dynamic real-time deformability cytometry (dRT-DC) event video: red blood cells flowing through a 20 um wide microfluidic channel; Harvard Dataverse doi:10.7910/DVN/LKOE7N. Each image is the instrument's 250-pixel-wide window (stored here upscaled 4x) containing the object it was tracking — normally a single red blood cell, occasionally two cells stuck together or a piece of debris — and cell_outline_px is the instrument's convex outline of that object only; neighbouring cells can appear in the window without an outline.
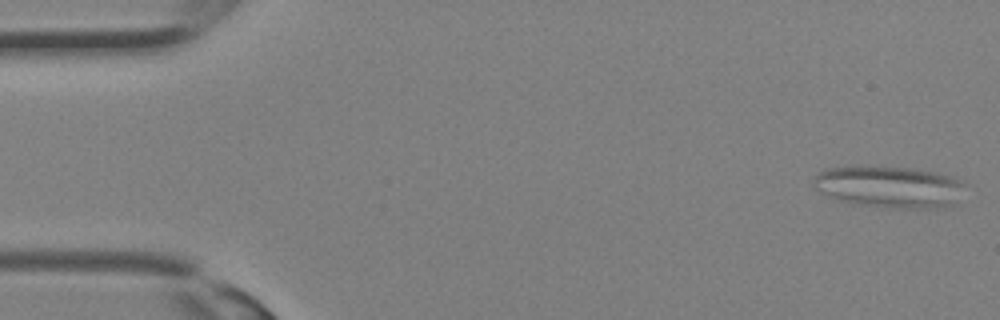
{"species": "Egyptian fruit bat (a non-hibernating species)", "species_latin": "Rousettus aegyptiacus", "temperature_condition": "room temperature", "stored_images_in_passage": 32, "camera_frame_rate_fps": 3000, "um_per_image_px": 0.085, "animal": {"sex": "female"}, "frame": {"image": 1, "passage_image": 1, "time_ms": 0.0, "image_size_px": [1000, 320], "cell_outline_px": [[960, 184], [956, 204], [944, 208], [888, 208], [852, 204], [840, 200], [820, 192], [812, 188], [812, 180], [820, 172], [828, 168], [848, 164], [852, 164], [912, 168], [936, 172], [948, 176], [956, 180]], "centroid_in_image_um": [75.45, 15.86], "position_along_channel_um": 9.5, "area_um2": 37.22}}
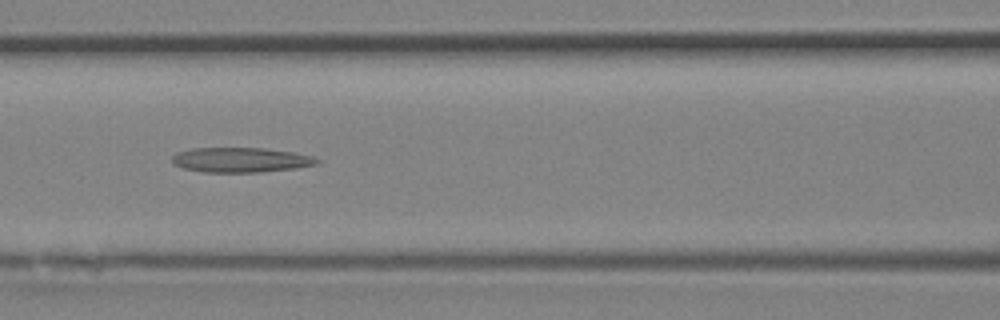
{"frame": {"image": 2, "passage_image": 14, "time_ms": 4.333, "image_size_px": [1000, 320], "cell_outline_px": [[320, 160], [316, 164], [296, 168], [260, 172], [204, 172], [184, 168], [172, 164], [172, 156], [176, 152], [192, 148], [264, 148], [292, 152], [312, 156]], "centroid_in_image_um": [20.43, 13.59], "position_along_channel_um": 146.2, "area_um2": 20.92}}
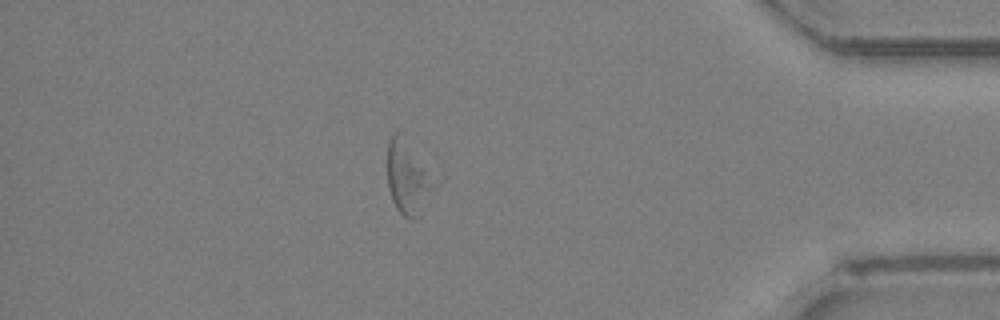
{"frame": {"image": 3, "passage_image": 28, "time_ms": 9.0, "image_size_px": [1000, 320], "cell_outline_px": [[432, 184], [412, 220], [404, 216], [396, 208], [392, 200], [388, 188], [388, 140], [396, 132], [424, 172]], "centroid_in_image_um": [34.47, 15.18], "position_along_channel_um": 400.7, "area_um2": 16.65}}